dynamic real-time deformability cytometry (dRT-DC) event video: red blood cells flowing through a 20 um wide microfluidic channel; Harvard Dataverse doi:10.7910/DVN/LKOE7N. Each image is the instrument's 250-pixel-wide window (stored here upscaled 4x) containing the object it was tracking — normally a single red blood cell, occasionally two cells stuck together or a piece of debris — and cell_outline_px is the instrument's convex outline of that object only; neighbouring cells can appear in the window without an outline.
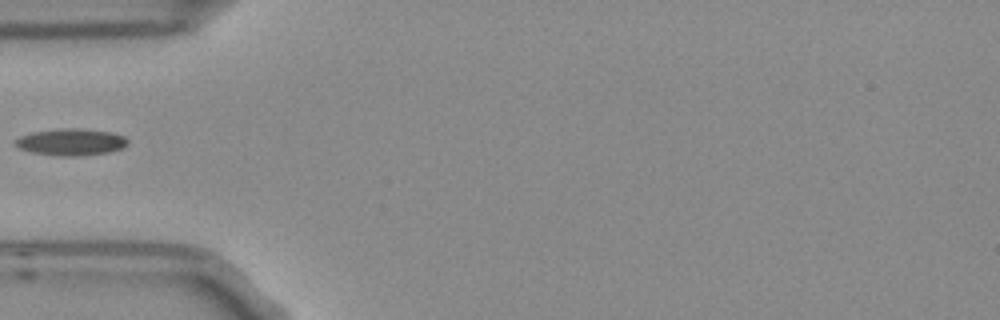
{"species": "Egyptian fruit bat (a non-hibernating species)", "species_latin": "Rousettus aegyptiacus", "temperature_condition": "room temperature", "stored_images_in_passage": 3, "camera_frame_rate_fps": 3000, "um_per_image_px": 0.085, "frame": {"image": 1, "passage_image": 2, "time_ms": 0.333, "image_size_px": [1000, 320], "cell_outline_px": [[128, 144], [124, 148], [108, 152], [76, 156], [64, 156], [32, 152], [20, 148], [16, 144], [16, 140], [20, 136], [32, 132], [60, 128], [84, 128], [112, 132], [124, 136], [128, 140]], "centroid_in_image_um": [6.1, 12.05], "position_along_channel_um": 78.9, "area_um2": 17.51}}